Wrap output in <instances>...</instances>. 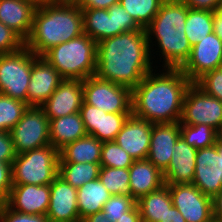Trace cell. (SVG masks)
<instances>
[{
    "instance_id": "1",
    "label": "cell",
    "mask_w": 222,
    "mask_h": 222,
    "mask_svg": "<svg viewBox=\"0 0 222 222\" xmlns=\"http://www.w3.org/2000/svg\"><path fill=\"white\" fill-rule=\"evenodd\" d=\"M153 68L146 29L124 32L97 43L95 75L100 79L133 90Z\"/></svg>"
},
{
    "instance_id": "2",
    "label": "cell",
    "mask_w": 222,
    "mask_h": 222,
    "mask_svg": "<svg viewBox=\"0 0 222 222\" xmlns=\"http://www.w3.org/2000/svg\"><path fill=\"white\" fill-rule=\"evenodd\" d=\"M160 71L153 69L132 90V114L153 124L179 122L184 96L192 82L180 69Z\"/></svg>"
},
{
    "instance_id": "3",
    "label": "cell",
    "mask_w": 222,
    "mask_h": 222,
    "mask_svg": "<svg viewBox=\"0 0 222 222\" xmlns=\"http://www.w3.org/2000/svg\"><path fill=\"white\" fill-rule=\"evenodd\" d=\"M187 16L188 6L182 0H165L146 28L150 57L154 59L155 53L163 57L160 69H180L189 58L192 46L185 34ZM151 46H158V51L153 52Z\"/></svg>"
},
{
    "instance_id": "4",
    "label": "cell",
    "mask_w": 222,
    "mask_h": 222,
    "mask_svg": "<svg viewBox=\"0 0 222 222\" xmlns=\"http://www.w3.org/2000/svg\"><path fill=\"white\" fill-rule=\"evenodd\" d=\"M84 34L83 13L74 3L38 2L25 46L37 56Z\"/></svg>"
},
{
    "instance_id": "5",
    "label": "cell",
    "mask_w": 222,
    "mask_h": 222,
    "mask_svg": "<svg viewBox=\"0 0 222 222\" xmlns=\"http://www.w3.org/2000/svg\"><path fill=\"white\" fill-rule=\"evenodd\" d=\"M97 43L82 34L48 50L47 60L63 79L84 80L96 74Z\"/></svg>"
},
{
    "instance_id": "6",
    "label": "cell",
    "mask_w": 222,
    "mask_h": 222,
    "mask_svg": "<svg viewBox=\"0 0 222 222\" xmlns=\"http://www.w3.org/2000/svg\"><path fill=\"white\" fill-rule=\"evenodd\" d=\"M59 173V151L51 144L18 154L12 162L13 184H50Z\"/></svg>"
},
{
    "instance_id": "7",
    "label": "cell",
    "mask_w": 222,
    "mask_h": 222,
    "mask_svg": "<svg viewBox=\"0 0 222 222\" xmlns=\"http://www.w3.org/2000/svg\"><path fill=\"white\" fill-rule=\"evenodd\" d=\"M32 64L33 52L26 46L0 54V93L27 103Z\"/></svg>"
},
{
    "instance_id": "8",
    "label": "cell",
    "mask_w": 222,
    "mask_h": 222,
    "mask_svg": "<svg viewBox=\"0 0 222 222\" xmlns=\"http://www.w3.org/2000/svg\"><path fill=\"white\" fill-rule=\"evenodd\" d=\"M84 101L107 113H132V90L98 78L83 80Z\"/></svg>"
},
{
    "instance_id": "9",
    "label": "cell",
    "mask_w": 222,
    "mask_h": 222,
    "mask_svg": "<svg viewBox=\"0 0 222 222\" xmlns=\"http://www.w3.org/2000/svg\"><path fill=\"white\" fill-rule=\"evenodd\" d=\"M18 154L50 145V121L42 107L29 106L9 131Z\"/></svg>"
},
{
    "instance_id": "10",
    "label": "cell",
    "mask_w": 222,
    "mask_h": 222,
    "mask_svg": "<svg viewBox=\"0 0 222 222\" xmlns=\"http://www.w3.org/2000/svg\"><path fill=\"white\" fill-rule=\"evenodd\" d=\"M179 123L209 125L218 132L222 129V102L206 94L195 83L186 90Z\"/></svg>"
},
{
    "instance_id": "11",
    "label": "cell",
    "mask_w": 222,
    "mask_h": 222,
    "mask_svg": "<svg viewBox=\"0 0 222 222\" xmlns=\"http://www.w3.org/2000/svg\"><path fill=\"white\" fill-rule=\"evenodd\" d=\"M192 183L213 198L222 190V141L210 147L197 149Z\"/></svg>"
},
{
    "instance_id": "12",
    "label": "cell",
    "mask_w": 222,
    "mask_h": 222,
    "mask_svg": "<svg viewBox=\"0 0 222 222\" xmlns=\"http://www.w3.org/2000/svg\"><path fill=\"white\" fill-rule=\"evenodd\" d=\"M167 186L173 206L186 222H214L212 198L204 195L193 183Z\"/></svg>"
},
{
    "instance_id": "13",
    "label": "cell",
    "mask_w": 222,
    "mask_h": 222,
    "mask_svg": "<svg viewBox=\"0 0 222 222\" xmlns=\"http://www.w3.org/2000/svg\"><path fill=\"white\" fill-rule=\"evenodd\" d=\"M220 67H222V41L212 32L192 46L190 56L180 70L192 83H195L205 73Z\"/></svg>"
},
{
    "instance_id": "14",
    "label": "cell",
    "mask_w": 222,
    "mask_h": 222,
    "mask_svg": "<svg viewBox=\"0 0 222 222\" xmlns=\"http://www.w3.org/2000/svg\"><path fill=\"white\" fill-rule=\"evenodd\" d=\"M64 79L43 56L33 53L27 105L41 107Z\"/></svg>"
},
{
    "instance_id": "15",
    "label": "cell",
    "mask_w": 222,
    "mask_h": 222,
    "mask_svg": "<svg viewBox=\"0 0 222 222\" xmlns=\"http://www.w3.org/2000/svg\"><path fill=\"white\" fill-rule=\"evenodd\" d=\"M80 114L87 134L106 142L115 140L132 113H107L83 101Z\"/></svg>"
},
{
    "instance_id": "16",
    "label": "cell",
    "mask_w": 222,
    "mask_h": 222,
    "mask_svg": "<svg viewBox=\"0 0 222 222\" xmlns=\"http://www.w3.org/2000/svg\"><path fill=\"white\" fill-rule=\"evenodd\" d=\"M83 101V81L64 79L41 107L50 121L80 112Z\"/></svg>"
},
{
    "instance_id": "17",
    "label": "cell",
    "mask_w": 222,
    "mask_h": 222,
    "mask_svg": "<svg viewBox=\"0 0 222 222\" xmlns=\"http://www.w3.org/2000/svg\"><path fill=\"white\" fill-rule=\"evenodd\" d=\"M49 200L50 184H13L5 204L20 213L47 215Z\"/></svg>"
},
{
    "instance_id": "18",
    "label": "cell",
    "mask_w": 222,
    "mask_h": 222,
    "mask_svg": "<svg viewBox=\"0 0 222 222\" xmlns=\"http://www.w3.org/2000/svg\"><path fill=\"white\" fill-rule=\"evenodd\" d=\"M49 222H81L77 206V189L59 175L50 183L47 215Z\"/></svg>"
},
{
    "instance_id": "19",
    "label": "cell",
    "mask_w": 222,
    "mask_h": 222,
    "mask_svg": "<svg viewBox=\"0 0 222 222\" xmlns=\"http://www.w3.org/2000/svg\"><path fill=\"white\" fill-rule=\"evenodd\" d=\"M152 125L131 114L114 141L134 160H144L149 153Z\"/></svg>"
},
{
    "instance_id": "20",
    "label": "cell",
    "mask_w": 222,
    "mask_h": 222,
    "mask_svg": "<svg viewBox=\"0 0 222 222\" xmlns=\"http://www.w3.org/2000/svg\"><path fill=\"white\" fill-rule=\"evenodd\" d=\"M180 137V123L153 124L147 160L162 173L168 168L174 145Z\"/></svg>"
},
{
    "instance_id": "21",
    "label": "cell",
    "mask_w": 222,
    "mask_h": 222,
    "mask_svg": "<svg viewBox=\"0 0 222 222\" xmlns=\"http://www.w3.org/2000/svg\"><path fill=\"white\" fill-rule=\"evenodd\" d=\"M37 5L36 0H0V22L25 41L30 35Z\"/></svg>"
},
{
    "instance_id": "22",
    "label": "cell",
    "mask_w": 222,
    "mask_h": 222,
    "mask_svg": "<svg viewBox=\"0 0 222 222\" xmlns=\"http://www.w3.org/2000/svg\"><path fill=\"white\" fill-rule=\"evenodd\" d=\"M168 168L163 172L166 185L192 183L197 149L188 145L180 136L174 145Z\"/></svg>"
},
{
    "instance_id": "23",
    "label": "cell",
    "mask_w": 222,
    "mask_h": 222,
    "mask_svg": "<svg viewBox=\"0 0 222 222\" xmlns=\"http://www.w3.org/2000/svg\"><path fill=\"white\" fill-rule=\"evenodd\" d=\"M129 175L130 196L136 201L165 184L163 173L147 159L135 160L129 167Z\"/></svg>"
},
{
    "instance_id": "24",
    "label": "cell",
    "mask_w": 222,
    "mask_h": 222,
    "mask_svg": "<svg viewBox=\"0 0 222 222\" xmlns=\"http://www.w3.org/2000/svg\"><path fill=\"white\" fill-rule=\"evenodd\" d=\"M87 135L80 112L50 120V143L58 151Z\"/></svg>"
},
{
    "instance_id": "25",
    "label": "cell",
    "mask_w": 222,
    "mask_h": 222,
    "mask_svg": "<svg viewBox=\"0 0 222 222\" xmlns=\"http://www.w3.org/2000/svg\"><path fill=\"white\" fill-rule=\"evenodd\" d=\"M103 142L87 135L59 151V162L100 163Z\"/></svg>"
},
{
    "instance_id": "26",
    "label": "cell",
    "mask_w": 222,
    "mask_h": 222,
    "mask_svg": "<svg viewBox=\"0 0 222 222\" xmlns=\"http://www.w3.org/2000/svg\"><path fill=\"white\" fill-rule=\"evenodd\" d=\"M112 196L99 179L89 181L77 189V206L80 221L103 210V205Z\"/></svg>"
},
{
    "instance_id": "27",
    "label": "cell",
    "mask_w": 222,
    "mask_h": 222,
    "mask_svg": "<svg viewBox=\"0 0 222 222\" xmlns=\"http://www.w3.org/2000/svg\"><path fill=\"white\" fill-rule=\"evenodd\" d=\"M136 204L142 222H161L173 206L169 187L164 184L158 190L140 197Z\"/></svg>"
},
{
    "instance_id": "28",
    "label": "cell",
    "mask_w": 222,
    "mask_h": 222,
    "mask_svg": "<svg viewBox=\"0 0 222 222\" xmlns=\"http://www.w3.org/2000/svg\"><path fill=\"white\" fill-rule=\"evenodd\" d=\"M84 34L96 43L113 37L112 15L107 9L82 8Z\"/></svg>"
},
{
    "instance_id": "29",
    "label": "cell",
    "mask_w": 222,
    "mask_h": 222,
    "mask_svg": "<svg viewBox=\"0 0 222 222\" xmlns=\"http://www.w3.org/2000/svg\"><path fill=\"white\" fill-rule=\"evenodd\" d=\"M100 167V163L59 162L58 175L78 189L85 183L98 179Z\"/></svg>"
},
{
    "instance_id": "30",
    "label": "cell",
    "mask_w": 222,
    "mask_h": 222,
    "mask_svg": "<svg viewBox=\"0 0 222 222\" xmlns=\"http://www.w3.org/2000/svg\"><path fill=\"white\" fill-rule=\"evenodd\" d=\"M214 12L210 10L190 9L185 23V34L189 44L194 46L213 32Z\"/></svg>"
},
{
    "instance_id": "31",
    "label": "cell",
    "mask_w": 222,
    "mask_h": 222,
    "mask_svg": "<svg viewBox=\"0 0 222 222\" xmlns=\"http://www.w3.org/2000/svg\"><path fill=\"white\" fill-rule=\"evenodd\" d=\"M164 1L165 0H119V3L142 29H146L151 24Z\"/></svg>"
},
{
    "instance_id": "32",
    "label": "cell",
    "mask_w": 222,
    "mask_h": 222,
    "mask_svg": "<svg viewBox=\"0 0 222 222\" xmlns=\"http://www.w3.org/2000/svg\"><path fill=\"white\" fill-rule=\"evenodd\" d=\"M180 136L196 149L213 146L219 139V132L209 125H187L180 123Z\"/></svg>"
},
{
    "instance_id": "33",
    "label": "cell",
    "mask_w": 222,
    "mask_h": 222,
    "mask_svg": "<svg viewBox=\"0 0 222 222\" xmlns=\"http://www.w3.org/2000/svg\"><path fill=\"white\" fill-rule=\"evenodd\" d=\"M98 179L112 195H130L129 168L101 166Z\"/></svg>"
},
{
    "instance_id": "34",
    "label": "cell",
    "mask_w": 222,
    "mask_h": 222,
    "mask_svg": "<svg viewBox=\"0 0 222 222\" xmlns=\"http://www.w3.org/2000/svg\"><path fill=\"white\" fill-rule=\"evenodd\" d=\"M28 107L27 103L0 93V131H10Z\"/></svg>"
},
{
    "instance_id": "35",
    "label": "cell",
    "mask_w": 222,
    "mask_h": 222,
    "mask_svg": "<svg viewBox=\"0 0 222 222\" xmlns=\"http://www.w3.org/2000/svg\"><path fill=\"white\" fill-rule=\"evenodd\" d=\"M134 161V158L115 141L103 142L100 166L129 168Z\"/></svg>"
},
{
    "instance_id": "36",
    "label": "cell",
    "mask_w": 222,
    "mask_h": 222,
    "mask_svg": "<svg viewBox=\"0 0 222 222\" xmlns=\"http://www.w3.org/2000/svg\"><path fill=\"white\" fill-rule=\"evenodd\" d=\"M136 205V200L130 195H112L103 205L102 211L111 222H116Z\"/></svg>"
},
{
    "instance_id": "37",
    "label": "cell",
    "mask_w": 222,
    "mask_h": 222,
    "mask_svg": "<svg viewBox=\"0 0 222 222\" xmlns=\"http://www.w3.org/2000/svg\"><path fill=\"white\" fill-rule=\"evenodd\" d=\"M107 10L109 15H112L113 37L124 32L142 30L120 3L114 4Z\"/></svg>"
},
{
    "instance_id": "38",
    "label": "cell",
    "mask_w": 222,
    "mask_h": 222,
    "mask_svg": "<svg viewBox=\"0 0 222 222\" xmlns=\"http://www.w3.org/2000/svg\"><path fill=\"white\" fill-rule=\"evenodd\" d=\"M195 84L206 94L222 102V67L205 73Z\"/></svg>"
},
{
    "instance_id": "39",
    "label": "cell",
    "mask_w": 222,
    "mask_h": 222,
    "mask_svg": "<svg viewBox=\"0 0 222 222\" xmlns=\"http://www.w3.org/2000/svg\"><path fill=\"white\" fill-rule=\"evenodd\" d=\"M25 46V41L12 29L0 22V54L12 53Z\"/></svg>"
},
{
    "instance_id": "40",
    "label": "cell",
    "mask_w": 222,
    "mask_h": 222,
    "mask_svg": "<svg viewBox=\"0 0 222 222\" xmlns=\"http://www.w3.org/2000/svg\"><path fill=\"white\" fill-rule=\"evenodd\" d=\"M0 222H49L44 214H24L10 209L6 204L0 212Z\"/></svg>"
},
{
    "instance_id": "41",
    "label": "cell",
    "mask_w": 222,
    "mask_h": 222,
    "mask_svg": "<svg viewBox=\"0 0 222 222\" xmlns=\"http://www.w3.org/2000/svg\"><path fill=\"white\" fill-rule=\"evenodd\" d=\"M17 153L9 131H0V161L12 163Z\"/></svg>"
},
{
    "instance_id": "42",
    "label": "cell",
    "mask_w": 222,
    "mask_h": 222,
    "mask_svg": "<svg viewBox=\"0 0 222 222\" xmlns=\"http://www.w3.org/2000/svg\"><path fill=\"white\" fill-rule=\"evenodd\" d=\"M12 186V163L0 161V195L4 199L7 198Z\"/></svg>"
},
{
    "instance_id": "43",
    "label": "cell",
    "mask_w": 222,
    "mask_h": 222,
    "mask_svg": "<svg viewBox=\"0 0 222 222\" xmlns=\"http://www.w3.org/2000/svg\"><path fill=\"white\" fill-rule=\"evenodd\" d=\"M190 9L210 10L215 12L222 6V0H182Z\"/></svg>"
},
{
    "instance_id": "44",
    "label": "cell",
    "mask_w": 222,
    "mask_h": 222,
    "mask_svg": "<svg viewBox=\"0 0 222 222\" xmlns=\"http://www.w3.org/2000/svg\"><path fill=\"white\" fill-rule=\"evenodd\" d=\"M119 3V0H76L74 4L80 9L82 8H95V9H108L114 4Z\"/></svg>"
},
{
    "instance_id": "45",
    "label": "cell",
    "mask_w": 222,
    "mask_h": 222,
    "mask_svg": "<svg viewBox=\"0 0 222 222\" xmlns=\"http://www.w3.org/2000/svg\"><path fill=\"white\" fill-rule=\"evenodd\" d=\"M214 222H222V190L212 198Z\"/></svg>"
},
{
    "instance_id": "46",
    "label": "cell",
    "mask_w": 222,
    "mask_h": 222,
    "mask_svg": "<svg viewBox=\"0 0 222 222\" xmlns=\"http://www.w3.org/2000/svg\"><path fill=\"white\" fill-rule=\"evenodd\" d=\"M213 32L222 41V6L214 12Z\"/></svg>"
},
{
    "instance_id": "47",
    "label": "cell",
    "mask_w": 222,
    "mask_h": 222,
    "mask_svg": "<svg viewBox=\"0 0 222 222\" xmlns=\"http://www.w3.org/2000/svg\"><path fill=\"white\" fill-rule=\"evenodd\" d=\"M116 222H142L138 206L136 205L132 210L127 211L125 216L119 218Z\"/></svg>"
},
{
    "instance_id": "48",
    "label": "cell",
    "mask_w": 222,
    "mask_h": 222,
    "mask_svg": "<svg viewBox=\"0 0 222 222\" xmlns=\"http://www.w3.org/2000/svg\"><path fill=\"white\" fill-rule=\"evenodd\" d=\"M161 222H186V220L178 209L175 206H172Z\"/></svg>"
},
{
    "instance_id": "49",
    "label": "cell",
    "mask_w": 222,
    "mask_h": 222,
    "mask_svg": "<svg viewBox=\"0 0 222 222\" xmlns=\"http://www.w3.org/2000/svg\"><path fill=\"white\" fill-rule=\"evenodd\" d=\"M81 222H111V221L104 216L103 211H99L87 216Z\"/></svg>"
},
{
    "instance_id": "50",
    "label": "cell",
    "mask_w": 222,
    "mask_h": 222,
    "mask_svg": "<svg viewBox=\"0 0 222 222\" xmlns=\"http://www.w3.org/2000/svg\"><path fill=\"white\" fill-rule=\"evenodd\" d=\"M76 0H52L55 3H74Z\"/></svg>"
},
{
    "instance_id": "51",
    "label": "cell",
    "mask_w": 222,
    "mask_h": 222,
    "mask_svg": "<svg viewBox=\"0 0 222 222\" xmlns=\"http://www.w3.org/2000/svg\"><path fill=\"white\" fill-rule=\"evenodd\" d=\"M4 205H5V199L0 195V212L2 211Z\"/></svg>"
},
{
    "instance_id": "52",
    "label": "cell",
    "mask_w": 222,
    "mask_h": 222,
    "mask_svg": "<svg viewBox=\"0 0 222 222\" xmlns=\"http://www.w3.org/2000/svg\"><path fill=\"white\" fill-rule=\"evenodd\" d=\"M219 139L222 141V129H221V131L219 132Z\"/></svg>"
},
{
    "instance_id": "53",
    "label": "cell",
    "mask_w": 222,
    "mask_h": 222,
    "mask_svg": "<svg viewBox=\"0 0 222 222\" xmlns=\"http://www.w3.org/2000/svg\"><path fill=\"white\" fill-rule=\"evenodd\" d=\"M37 2H46V1H50L52 2V0H36Z\"/></svg>"
}]
</instances>
